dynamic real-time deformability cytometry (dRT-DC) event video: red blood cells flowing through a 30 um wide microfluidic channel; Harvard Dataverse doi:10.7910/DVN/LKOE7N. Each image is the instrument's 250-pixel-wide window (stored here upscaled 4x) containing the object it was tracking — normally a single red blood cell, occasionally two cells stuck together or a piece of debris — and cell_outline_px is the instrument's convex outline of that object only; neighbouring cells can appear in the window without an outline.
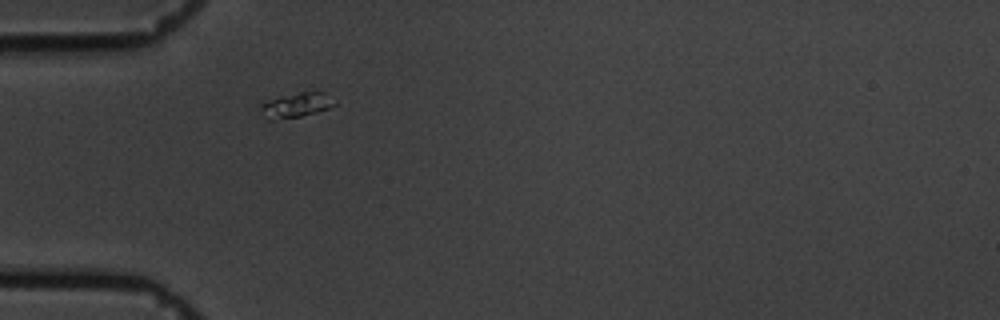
{"species": "common noctule bat (a hibernating species)", "species_latin": "Nyctalus noctula", "temperature_condition": "cold", "stored_images_in_passage": 13, "camera_frame_rate_fps": 3000, "um_per_image_px": 0.085, "animal": {"sex": "male", "body_mass_g": 19.5, "forearm_length_mm": 54.6}, "frame": {"image": 1, "passage_image": 1, "time_ms": 0.0, "image_size_px": [1000, 320], "cell_outline_px": [[336, 104], [328, 108], [316, 112], [300, 116], [272, 120], [268, 120], [264, 116], [260, 108], [260, 104], [268, 100], [280, 96], [300, 92], [324, 92]], "centroid_in_image_um": [25.13, 8.93], "position_along_channel_um": 59.9, "area_um2": 10.4}}